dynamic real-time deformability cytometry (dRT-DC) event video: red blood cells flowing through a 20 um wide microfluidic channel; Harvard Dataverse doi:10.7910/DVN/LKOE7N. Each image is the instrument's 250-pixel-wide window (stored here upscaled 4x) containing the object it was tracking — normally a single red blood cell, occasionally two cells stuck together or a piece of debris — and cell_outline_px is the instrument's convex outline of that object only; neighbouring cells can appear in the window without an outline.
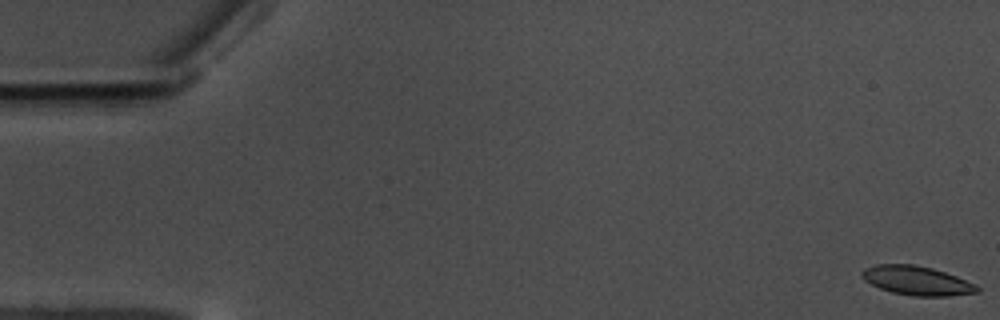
{"species": "common noctule bat (a hibernating species)", "species_latin": "Nyctalus noctula", "temperature_condition": "warm", "stored_images_in_passage": 9, "camera_frame_rate_fps": 3000, "um_per_image_px": 0.085, "animal": {"sex": "male", "body_mass_g": 17.5, "forearm_length_mm": 52.3}, "frame": {"image": 1, "passage_image": 1, "time_ms": 0.0, "image_size_px": [1000, 320], "cell_outline_px": [[980, 292], [948, 296], [912, 296], [892, 292], [880, 288], [864, 280], [860, 276], [860, 272], [864, 268], [876, 264], [916, 264], [932, 268], [956, 276], [976, 284], [980, 288]], "centroid_in_image_um": [77.92, 23.85], "position_along_channel_um": 7.1, "area_um2": 19.65}}